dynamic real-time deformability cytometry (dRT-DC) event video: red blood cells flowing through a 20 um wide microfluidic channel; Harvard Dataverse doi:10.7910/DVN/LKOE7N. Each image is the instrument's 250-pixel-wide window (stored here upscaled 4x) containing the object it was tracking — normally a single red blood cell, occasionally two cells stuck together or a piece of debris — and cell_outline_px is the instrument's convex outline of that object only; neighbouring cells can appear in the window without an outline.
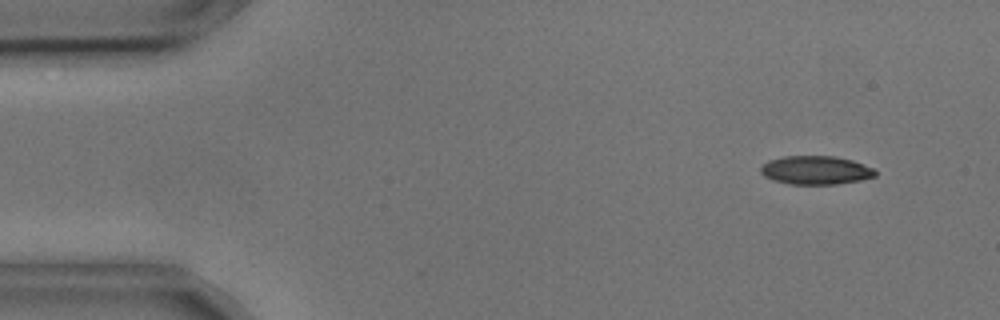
{"species": "common noctule bat (a hibernating species)", "species_latin": "Nyctalus noctula", "temperature_condition": "cold", "stored_images_in_passage": 6, "camera_frame_rate_fps": 3000, "um_per_image_px": 0.085, "animal": {"sex": "male", "body_mass_g": 17.9, "forearm_length_mm": 54.2}, "frame": {"image": 1, "passage_image": 2, "time_ms": 0.333, "image_size_px": [1000, 320], "cell_outline_px": [[876, 176], [860, 180], [836, 184], [788, 184], [772, 180], [764, 176], [760, 172], [760, 168], [768, 160], [784, 156], [836, 156], [852, 160], [872, 168], [876, 172]], "centroid_in_image_um": [69.31, 14.46], "position_along_channel_um": 15.7, "area_um2": 19.07}}
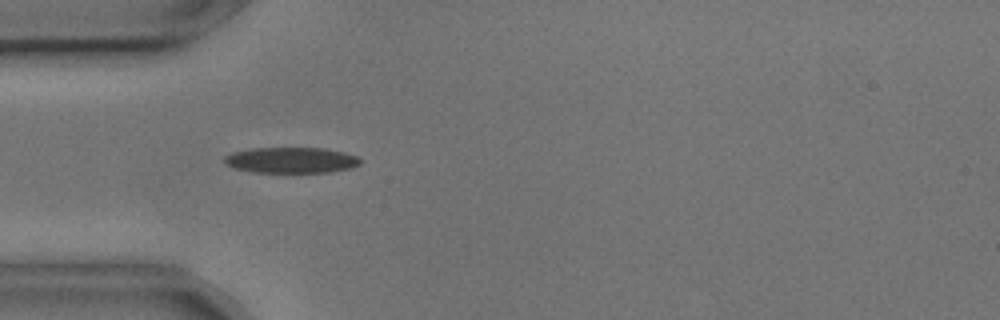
{"frame": {"image": 2, "passage_image": 5, "time_ms": 1.333, "image_size_px": [1000, 320], "cell_outline_px": [[360, 164], [352, 168], [328, 172], [252, 172], [236, 168], [228, 164], [224, 160], [224, 156], [232, 152], [248, 148], [324, 148], [344, 152], [356, 156], [360, 160]], "centroid_in_image_um": [24.75, 13.6], "position_along_channel_um": 60.2, "area_um2": 20.35}}